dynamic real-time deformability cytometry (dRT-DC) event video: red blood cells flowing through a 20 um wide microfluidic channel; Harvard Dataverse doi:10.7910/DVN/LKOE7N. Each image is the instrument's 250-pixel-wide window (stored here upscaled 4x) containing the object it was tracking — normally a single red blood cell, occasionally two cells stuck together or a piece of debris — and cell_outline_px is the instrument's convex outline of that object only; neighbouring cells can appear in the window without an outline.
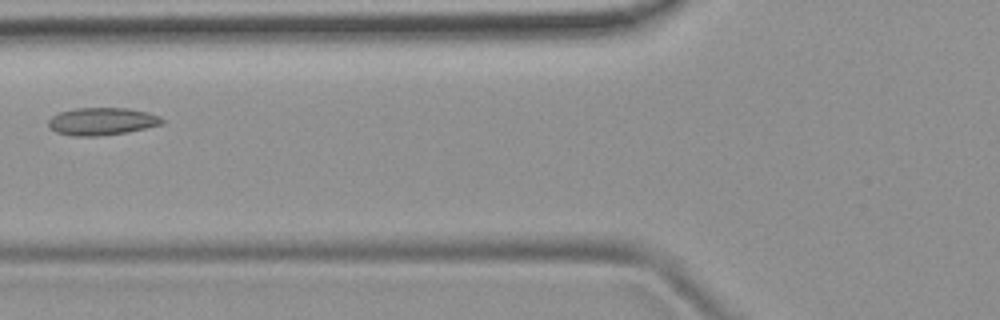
{"species": "common noctule bat (a hibernating species)", "species_latin": "Nyctalus noctula", "temperature_condition": "room temperature", "stored_images_in_passage": 4, "camera_frame_rate_fps": 3000, "um_per_image_px": 0.085, "animal": {"sex": "female", "body_mass_g": 19.9}, "frame": {"image": 1, "passage_image": 4, "time_ms": 4.333, "image_size_px": [1000, 320], "cell_outline_px": [[164, 124], [128, 132], [100, 136], [72, 136], [56, 132], [48, 128], [48, 120], [52, 116], [60, 112], [76, 108], [128, 108], [148, 112], [160, 116], [164, 120]], "centroid_in_image_um": [8.67, 10.32], "position_along_channel_um": 117.1, "area_um2": 18.44}}